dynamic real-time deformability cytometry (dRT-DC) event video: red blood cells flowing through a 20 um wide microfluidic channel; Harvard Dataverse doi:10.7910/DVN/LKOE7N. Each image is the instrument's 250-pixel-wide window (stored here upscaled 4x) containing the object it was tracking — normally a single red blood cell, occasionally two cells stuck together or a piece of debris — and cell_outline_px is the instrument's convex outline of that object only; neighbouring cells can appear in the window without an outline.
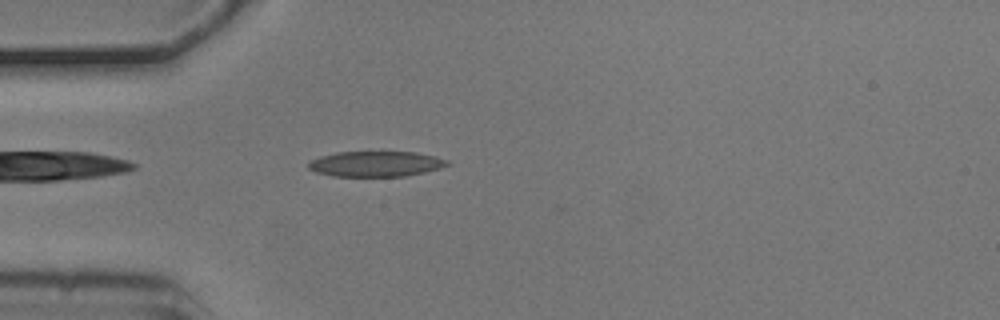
{"species": "common noctule bat (a hibernating species)", "species_latin": "Nyctalus noctula", "temperature_condition": "cold", "stored_images_in_passage": 5, "camera_frame_rate_fps": 3000, "um_per_image_px": 0.085, "animal": {"sex": "male", "body_mass_g": 20.5, "forearm_length_mm": 52.5}, "frame": {"image": 1, "passage_image": 5, "time_ms": 1.333, "image_size_px": [1000, 320], "cell_outline_px": [[452, 164], [440, 168], [408, 176], [332, 176], [316, 172], [308, 168], [308, 160], [320, 156], [336, 152], [416, 152], [436, 156], [448, 160]], "centroid_in_image_um": [31.95, 13.93], "position_along_channel_um": 53.1, "area_um2": 20.75}}